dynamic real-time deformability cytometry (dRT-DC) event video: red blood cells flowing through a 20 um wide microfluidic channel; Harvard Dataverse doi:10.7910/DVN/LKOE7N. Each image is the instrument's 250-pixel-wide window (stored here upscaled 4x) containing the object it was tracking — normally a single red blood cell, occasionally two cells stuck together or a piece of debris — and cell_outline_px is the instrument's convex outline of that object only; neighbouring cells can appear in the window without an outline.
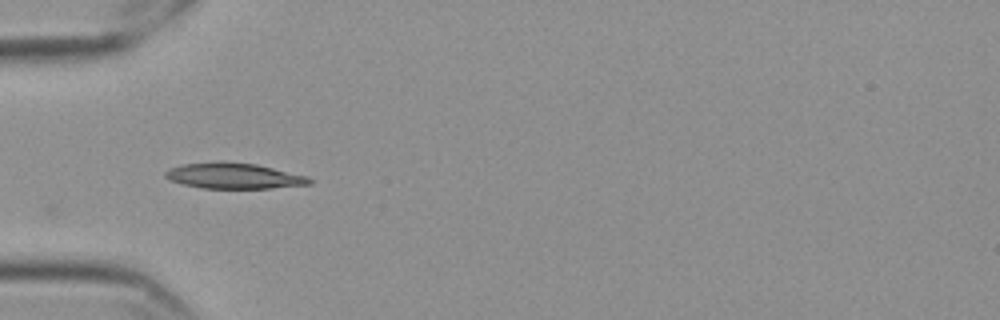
{"species": "Egyptian fruit bat (a non-hibernating species)", "species_latin": "Rousettus aegyptiacus", "temperature_condition": "cold", "stored_images_in_passage": 40, "camera_frame_rate_fps": 3000, "um_per_image_px": 0.085, "frame": {"image": 1, "passage_image": 1, "time_ms": 0.0, "image_size_px": [1000, 320], "cell_outline_px": [[312, 184], [272, 188], [200, 188], [180, 184], [164, 176], [164, 172], [168, 168], [184, 164], [216, 160], [224, 160], [256, 164], [308, 176], [312, 180]], "centroid_in_image_um": [19.85, 14.93], "position_along_channel_um": 65.2, "area_um2": 21.96}}
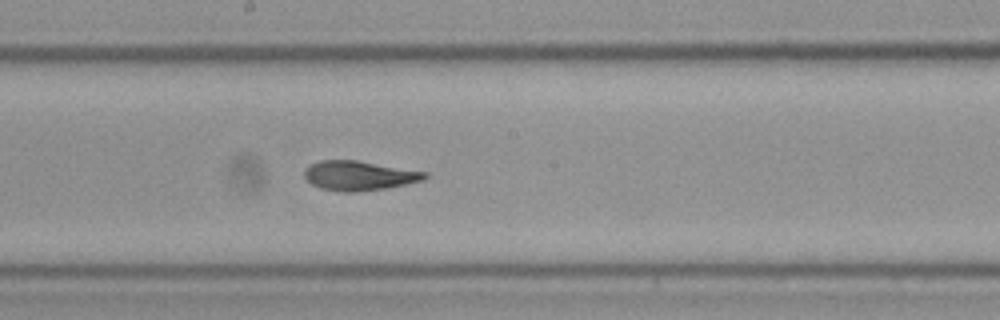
{"frame": {"image": 2, "passage_image": 14, "time_ms": 4.333, "image_size_px": [1000, 320], "cell_outline_px": [[428, 176], [424, 180], [384, 188], [352, 192], [344, 192], [320, 188], [312, 184], [304, 176], [304, 172], [312, 164], [320, 160], [356, 160], [428, 172]], "centroid_in_image_um": [30.54, 14.92], "position_along_channel_um": 217.7, "area_um2": 20.4}}
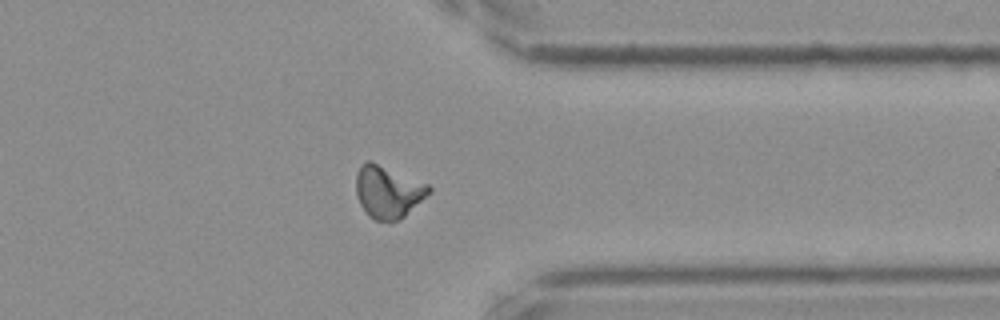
{"frame": {"image": 3, "passage_image": 28, "time_ms": 9.0, "image_size_px": [1000, 320], "cell_outline_px": [[432, 192], [400, 220], [376, 220], [368, 216], [360, 204], [356, 196], [356, 172], [360, 164], [368, 160], [428, 184], [432, 188]], "centroid_in_image_um": [32.97, 16.31], "position_along_channel_um": 378.4, "area_um2": 22.14}, "authors_computed_cell_mechanics": {"area_um2": 20.4323, "velocity_mm_per_s": 3.5457, "shape_relaxation_time_tau1_ms": null, "shape_relaxation_time_tau2_ms": 3.1193, "deformation_change_tau1": null, "deformation_change_tau2": 0.0706}}